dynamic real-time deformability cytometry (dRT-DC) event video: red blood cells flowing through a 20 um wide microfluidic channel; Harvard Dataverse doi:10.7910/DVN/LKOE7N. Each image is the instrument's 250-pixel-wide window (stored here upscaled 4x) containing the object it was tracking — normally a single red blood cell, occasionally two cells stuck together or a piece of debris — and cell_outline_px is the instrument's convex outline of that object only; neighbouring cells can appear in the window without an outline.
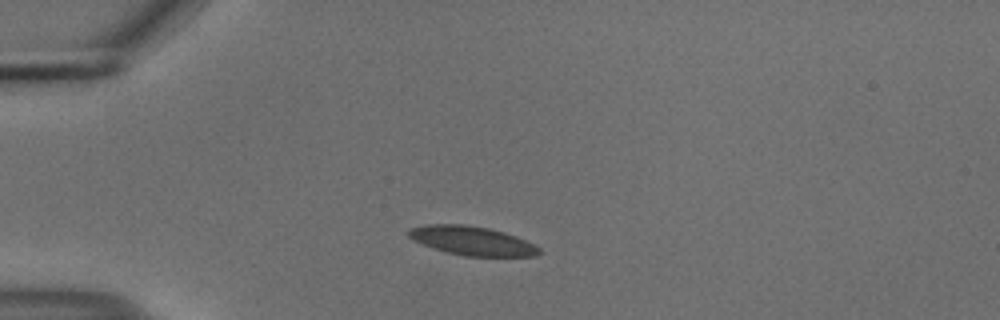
{"species": "common noctule bat (a hibernating species)", "species_latin": "Nyctalus noctula", "temperature_condition": "cold", "stored_images_in_passage": 42, "camera_frame_rate_fps": 3000, "um_per_image_px": 0.085, "animal": {"sex": "male", "body_mass_g": 18.8}, "frame": {"image": 1, "passage_image": 1, "time_ms": 0.0, "image_size_px": [1000, 320], "cell_outline_px": [[544, 252], [536, 256], [464, 256], [448, 252], [412, 240], [408, 236], [408, 232], [412, 228], [428, 224], [464, 224], [488, 228], [504, 232], [516, 236], [540, 248]], "centroid_in_image_um": [40.16, 20.46], "position_along_channel_um": 44.8, "area_um2": 21.79}}
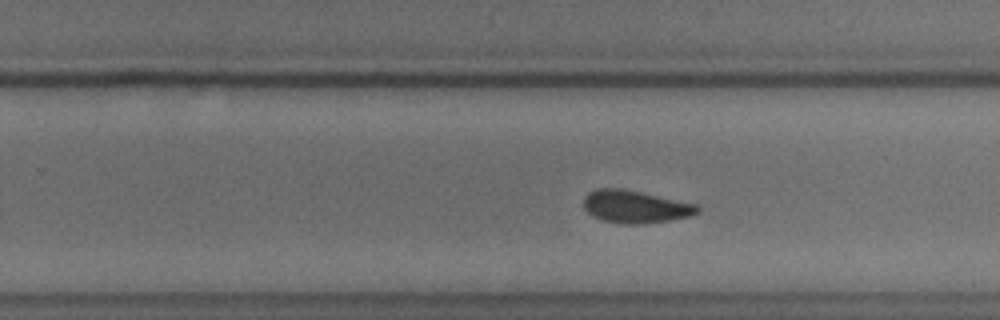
{"frame": {"image": 2, "passage_image": 22, "time_ms": 7.0, "image_size_px": [1000, 320], "cell_outline_px": [[700, 208], [696, 212], [688, 216], [668, 220], [644, 224], [620, 224], [604, 220], [592, 216], [584, 208], [584, 196], [588, 192], [596, 188], [624, 188], [700, 204]], "centroid_in_image_um": [53.99, 17.55], "position_along_channel_um": 275.8, "area_um2": 21.85}}
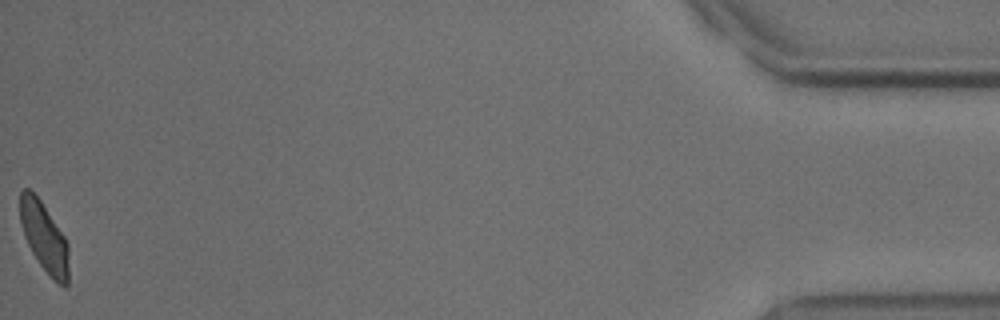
{"frame": {"image": 3, "passage_image": 42, "time_ms": 13.667, "image_size_px": [1000, 320], "cell_outline_px": [[68, 284], [64, 288], [52, 280], [40, 264], [32, 252], [24, 236], [20, 220], [20, 192], [24, 188], [28, 188], [40, 200], [64, 236], [68, 244]], "centroid_in_image_um": [3.76, 20.2], "position_along_channel_um": 431.4, "area_um2": 19.59}, "authors_computed_cell_mechanics": {"area_um2": 21.8195, "velocity_mm_per_s": 3.6716, "shape_relaxation_time_tau1_ms": 3.8858, "shape_relaxation_time_tau2_ms": 1.6776, "deformation_change_tau1": 0.1058, "deformation_change_tau2": 0.0734}}